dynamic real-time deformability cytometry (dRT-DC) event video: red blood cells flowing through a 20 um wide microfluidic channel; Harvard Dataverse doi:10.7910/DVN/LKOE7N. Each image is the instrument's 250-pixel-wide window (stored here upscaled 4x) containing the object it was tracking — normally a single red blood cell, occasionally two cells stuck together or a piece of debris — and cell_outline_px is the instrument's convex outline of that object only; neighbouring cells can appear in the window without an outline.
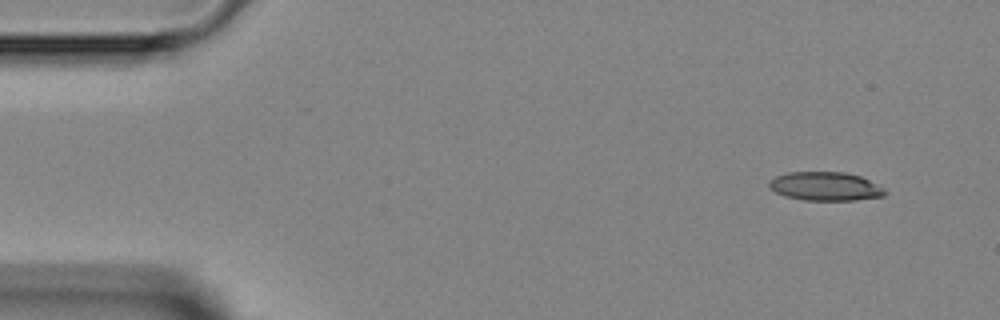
{"species": "Egyptian fruit bat (a non-hibernating species)", "species_latin": "Rousettus aegyptiacus", "temperature_condition": "room temperature", "stored_images_in_passage": 3, "segment_of_instrument_passage": [1, 2], "camera_frame_rate_fps": 3000, "um_per_image_px": 0.085, "animal": {"sex": "female"}, "frame": {"image": 1, "passage_image": 1, "time_ms": 0.0, "image_size_px": [1000, 320], "cell_outline_px": [[888, 192], [884, 196], [856, 200], [804, 200], [784, 196], [768, 188], [768, 180], [776, 176], [788, 172], [844, 172], [860, 176], [884, 188]], "centroid_in_image_um": [70.13, 15.84], "position_along_channel_um": 14.9, "area_um2": 19.48}}